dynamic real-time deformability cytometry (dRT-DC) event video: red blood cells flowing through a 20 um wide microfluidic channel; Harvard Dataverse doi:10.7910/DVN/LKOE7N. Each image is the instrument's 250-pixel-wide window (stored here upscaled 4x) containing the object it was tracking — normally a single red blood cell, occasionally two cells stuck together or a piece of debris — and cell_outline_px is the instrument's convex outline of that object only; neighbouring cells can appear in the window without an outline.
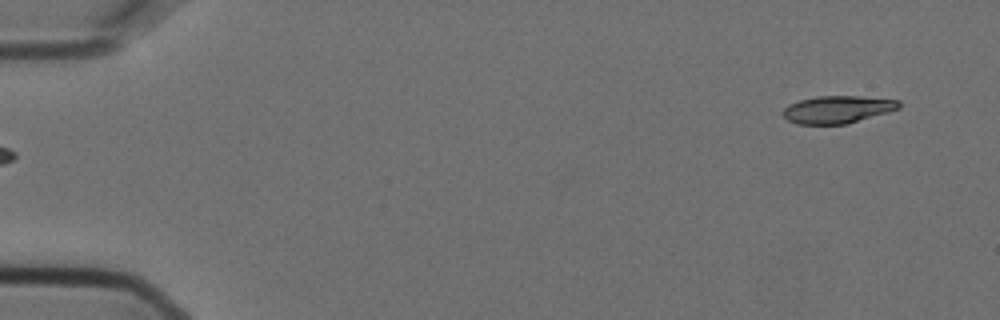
{"species": "Egyptian fruit bat (a non-hibernating species)", "species_latin": "Rousettus aegyptiacus", "temperature_condition": "cold", "stored_images_in_passage": 5, "segment_of_instrument_passage": [2, 2], "camera_frame_rate_fps": 3000, "um_per_image_px": 0.085, "animal": {"sex": "female"}, "frame": {"image": 1, "passage_image": 5, "time_ms": 1.333, "image_size_px": [1000, 320], "cell_outline_px": [[900, 108], [888, 112], [848, 124], [796, 124], [788, 120], [780, 112], [788, 104], [800, 100], [816, 96], [860, 96], [900, 100]], "centroid_in_image_um": [71.17, 9.3], "position_along_channel_um": 13.8, "area_um2": 18.73}}